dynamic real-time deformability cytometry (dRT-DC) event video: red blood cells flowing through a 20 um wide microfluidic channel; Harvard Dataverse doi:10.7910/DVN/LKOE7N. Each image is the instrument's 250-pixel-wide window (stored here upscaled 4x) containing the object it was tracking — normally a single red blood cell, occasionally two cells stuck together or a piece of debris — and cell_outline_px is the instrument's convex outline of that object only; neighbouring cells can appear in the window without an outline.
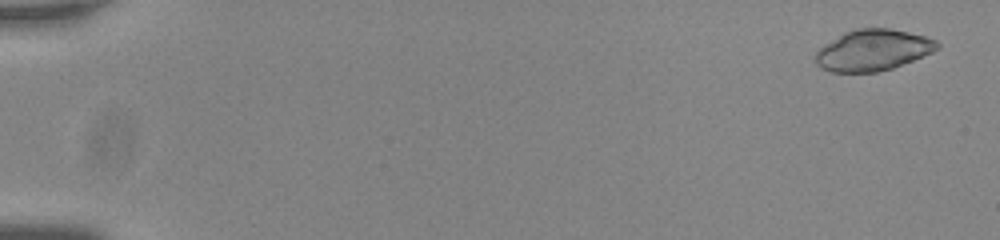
{"species": "common noctule bat (a hibernating species)", "species_latin": "Nyctalus noctula", "temperature_condition": "room temperature", "stored_images_in_passage": 56, "camera_frame_rate_fps": 3000, "um_per_image_px": 0.085, "animal": {"sex": "male", "body_mass_g": 20.0, "forearm_length_mm": 53.3}, "frame": {"image": 1, "passage_image": 3, "time_ms": 0.667, "image_size_px": [1000, 240], "cell_outline_px": [[940, 48], [932, 52], [892, 68], [876, 72], [828, 72], [820, 68], [816, 64], [816, 52], [820, 48], [844, 32], [856, 28], [888, 28], [908, 32], [924, 36], [936, 40], [940, 44]], "centroid_in_image_um": [74.19, 4.26], "position_along_channel_um": 10.8, "area_um2": 29.02}}